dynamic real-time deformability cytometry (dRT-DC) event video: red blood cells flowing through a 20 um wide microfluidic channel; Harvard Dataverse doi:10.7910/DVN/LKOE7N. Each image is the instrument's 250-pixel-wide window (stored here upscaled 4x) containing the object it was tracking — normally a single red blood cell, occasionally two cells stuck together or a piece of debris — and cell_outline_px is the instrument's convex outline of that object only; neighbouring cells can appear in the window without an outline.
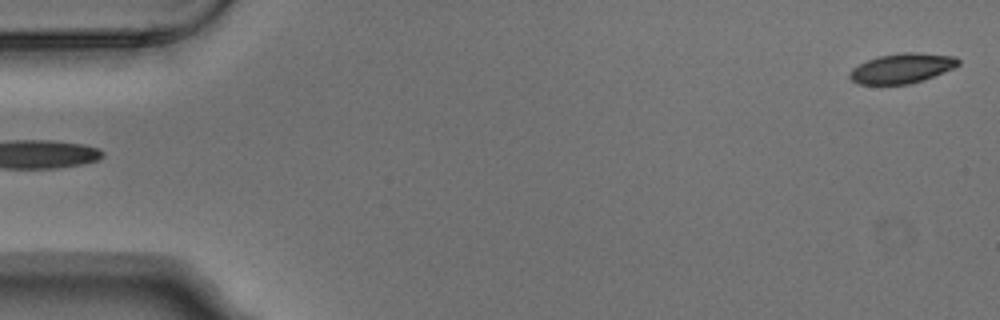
{"species": "Egyptian fruit bat (a non-hibernating species)", "species_latin": "Rousettus aegyptiacus", "temperature_condition": "warm", "stored_images_in_passage": 3, "segment_of_instrument_passage": [2, 2], "camera_frame_rate_fps": 3000, "um_per_image_px": 0.085, "animal": {"sex": "male"}, "frame": {"image": 1, "passage_image": 3, "time_ms": 0.667, "image_size_px": [1000, 320], "cell_outline_px": [[960, 64], [952, 68], [924, 80], [908, 84], [860, 84], [852, 80], [848, 76], [848, 72], [852, 68], [876, 56], [904, 52], [916, 52], [956, 56], [960, 60]], "centroid_in_image_um": [76.66, 5.79], "position_along_channel_um": 8.3, "area_um2": 18.9}}